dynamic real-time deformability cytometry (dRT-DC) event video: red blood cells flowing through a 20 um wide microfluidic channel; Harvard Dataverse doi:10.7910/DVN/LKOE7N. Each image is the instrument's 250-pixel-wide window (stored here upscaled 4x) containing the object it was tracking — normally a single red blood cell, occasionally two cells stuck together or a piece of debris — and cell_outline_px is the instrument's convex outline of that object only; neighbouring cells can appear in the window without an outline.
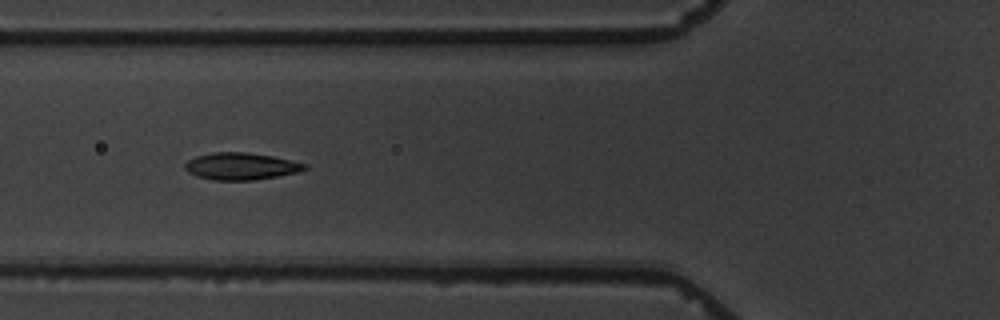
{"species": "common noctule bat (a hibernating species)", "species_latin": "Nyctalus noctula", "temperature_condition": "warm", "stored_images_in_passage": 8, "camera_frame_rate_fps": 3000, "um_per_image_px": 0.085, "animal": {"sex": "male", "body_mass_g": 19.5, "forearm_length_mm": 54.6}, "frame": {"image": 1, "passage_image": 5, "time_ms": 4.667, "image_size_px": [1000, 320], "cell_outline_px": [[308, 168], [300, 172], [252, 180], [212, 180], [196, 176], [188, 172], [184, 168], [184, 164], [188, 160], [196, 156], [212, 152], [248, 152], [272, 156], [308, 164]], "centroid_in_image_um": [20.47, 14.13], "position_along_channel_um": 105.3, "area_um2": 18.96}}
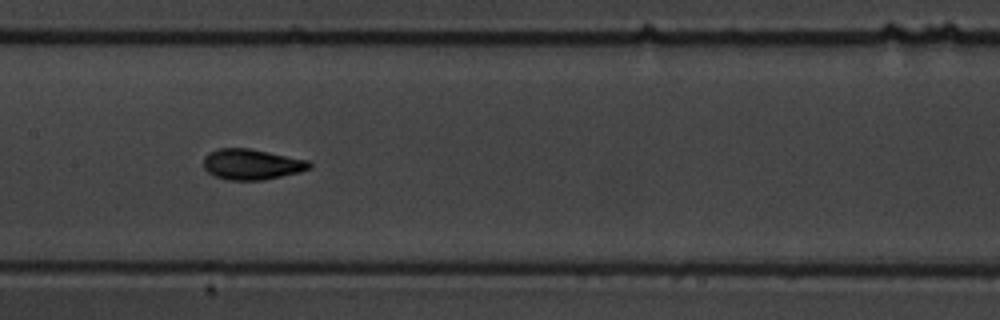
{"frame": {"image": 2, "passage_image": 7, "time_ms": 7.0, "image_size_px": [1000, 320], "cell_outline_px": [[312, 168], [300, 172], [264, 180], [228, 180], [216, 176], [208, 172], [204, 168], [204, 156], [208, 152], [220, 148], [248, 148], [308, 160], [312, 164]], "centroid_in_image_um": [21.4, 13.97], "position_along_channel_um": 186.0, "area_um2": 18.9}}
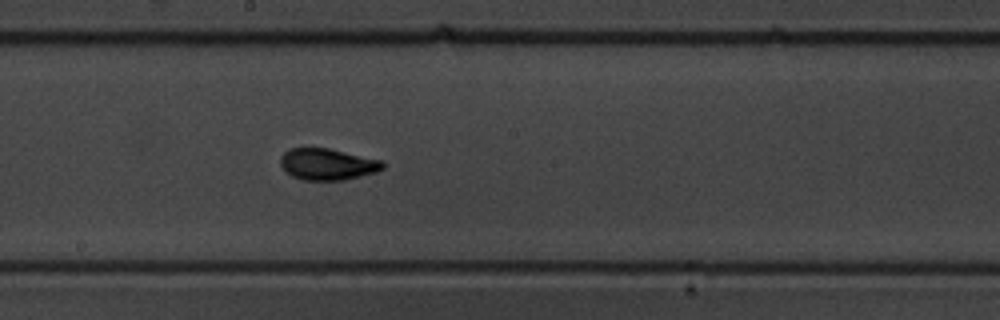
{"frame": {"image": 3, "passage_image": 8, "time_ms": 8.0, "image_size_px": [1000, 320], "cell_outline_px": [[388, 164], [384, 168], [376, 172], [344, 180], [304, 180], [292, 176], [280, 164], [280, 156], [284, 152], [292, 148], [328, 148], [384, 160]], "centroid_in_image_um": [27.89, 13.95], "position_along_channel_um": 220.3, "area_um2": 18.9}}